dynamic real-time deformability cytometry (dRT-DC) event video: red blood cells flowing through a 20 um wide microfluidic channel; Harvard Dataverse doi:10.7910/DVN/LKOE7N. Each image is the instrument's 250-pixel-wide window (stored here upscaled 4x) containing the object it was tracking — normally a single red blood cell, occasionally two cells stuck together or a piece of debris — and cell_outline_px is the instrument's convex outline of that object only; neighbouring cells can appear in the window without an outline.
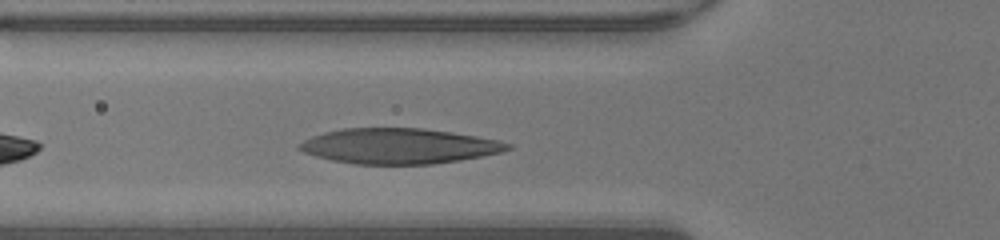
{"species": "human", "species_latin": "Homo sapiens", "temperature_condition": "warm", "stored_images_in_passage": 24, "camera_frame_rate_fps": 3000, "um_per_image_px": 0.085, "donor": {"sex": "male"}, "frame": {"image": 1, "passage_image": 4, "time_ms": 1.0, "image_size_px": [1000, 240], "cell_outline_px": [[512, 148], [500, 152], [460, 160], [432, 164], [356, 164], [332, 160], [316, 156], [304, 152], [296, 148], [296, 144], [312, 136], [324, 132], [340, 128], [424, 128], [452, 132], [500, 140], [512, 144]], "centroid_in_image_um": [33.88, 12.41], "position_along_channel_um": 91.9, "area_um2": 43.0}}
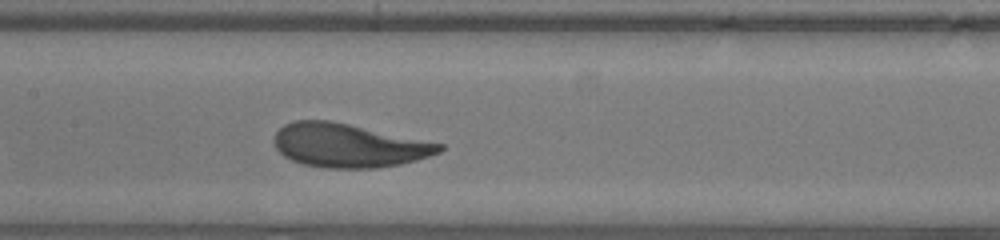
{"frame": {"image": 2, "passage_image": 10, "time_ms": 3.0, "image_size_px": [1000, 240], "cell_outline_px": [[444, 148], [440, 152], [416, 160], [400, 164], [376, 168], [328, 168], [304, 164], [292, 160], [284, 156], [276, 148], [276, 132], [284, 124], [296, 120], [332, 120], [444, 144]], "centroid_in_image_um": [29.65, 12.36], "position_along_channel_um": 177.8, "area_um2": 41.91}}
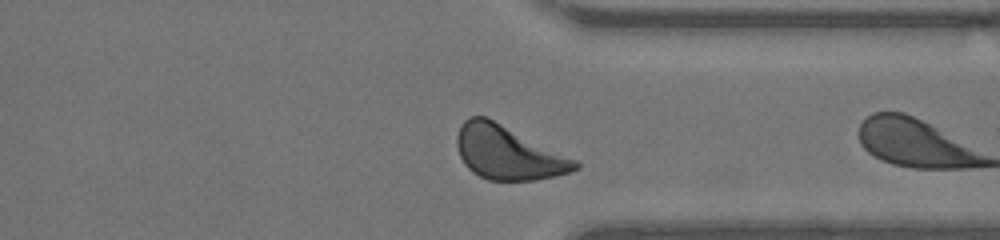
{"frame": {"image": 3, "passage_image": 21, "time_ms": 6.667, "image_size_px": [1000, 240], "cell_outline_px": [[580, 168], [572, 172], [556, 176], [532, 180], [488, 180], [472, 172], [464, 164], [460, 156], [456, 144], [456, 136], [460, 124], [468, 116], [488, 116], [576, 160], [580, 164]], "centroid_in_image_um": [43.16, 12.96], "position_along_channel_um": 368.2, "area_um2": 37.17}, "authors_computed_cell_mechanics": {"area_um2": 42.2518, "velocity_mm_per_s": 4.2571, "shape_relaxation_time_tau1_ms": 1.878, "shape_relaxation_time_tau2_ms": 1.8648, "deformation_change_tau1": 0.1585, "deformation_change_tau2": 0.1008}}